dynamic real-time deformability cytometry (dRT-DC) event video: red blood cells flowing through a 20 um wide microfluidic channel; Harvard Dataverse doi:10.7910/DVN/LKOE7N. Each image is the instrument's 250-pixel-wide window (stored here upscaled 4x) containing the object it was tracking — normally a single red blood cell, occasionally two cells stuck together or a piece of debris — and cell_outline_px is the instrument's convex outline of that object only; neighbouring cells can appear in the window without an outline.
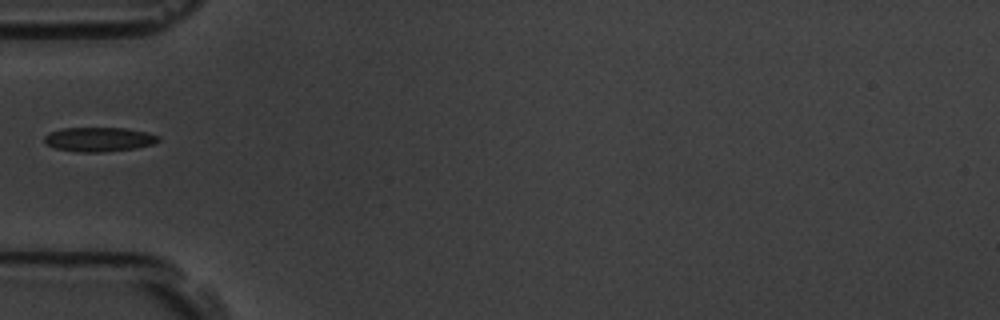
{"species": "common noctule bat (a hibernating species)", "species_latin": "Nyctalus noctula", "temperature_condition": "room temperature", "stored_images_in_passage": 39, "camera_frame_rate_fps": 3000, "um_per_image_px": 0.085, "animal": {"sex": "male", "body_mass_g": 19.5, "forearm_length_mm": 54.6}, "frame": {"image": 1, "passage_image": 1, "time_ms": 0.0, "image_size_px": [1000, 320], "cell_outline_px": [[160, 140], [156, 144], [136, 148], [100, 152], [80, 152], [56, 148], [44, 144], [44, 136], [48, 132], [60, 128], [128, 128], [148, 132], [160, 136]], "centroid_in_image_um": [8.43, 11.84], "position_along_channel_um": 76.6, "area_um2": 16.42}}
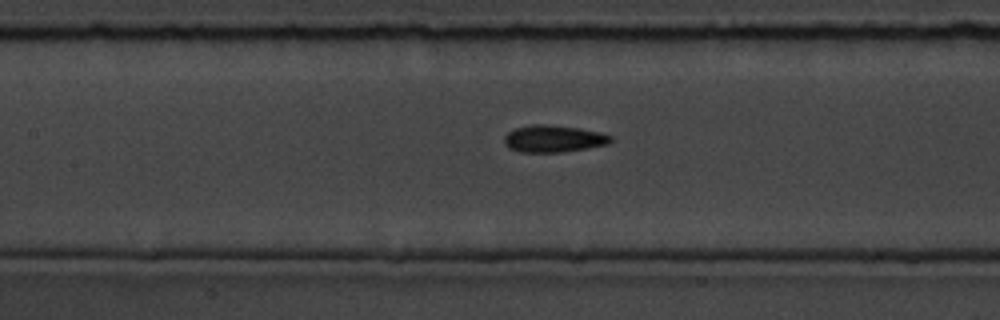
{"frame": {"image": 2, "passage_image": 8, "time_ms": 2.333, "image_size_px": [1000, 320], "cell_outline_px": [[612, 140], [608, 144], [560, 152], [520, 152], [508, 148], [504, 144], [504, 136], [508, 132], [516, 128], [532, 124], [544, 124], [580, 128], [600, 132], [612, 136]], "centroid_in_image_um": [47.02, 11.78], "position_along_channel_um": 160.4, "area_um2": 16.7}}
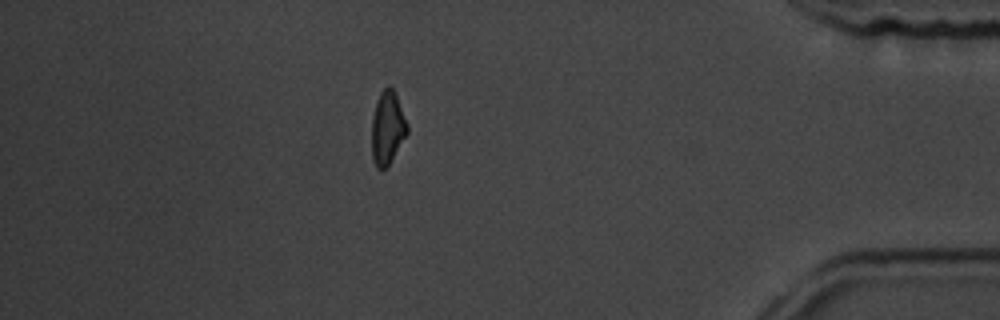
{"frame": {"image": 3, "passage_image": 32, "time_ms": 10.333, "image_size_px": [1000, 320], "cell_outline_px": [[408, 132], [388, 164], [384, 168], [376, 168], [372, 160], [372, 116], [376, 100], [380, 92], [388, 84], [392, 88], [396, 96], [408, 124]], "centroid_in_image_um": [32.91, 10.84], "position_along_channel_um": 402.3, "area_um2": 14.97}}